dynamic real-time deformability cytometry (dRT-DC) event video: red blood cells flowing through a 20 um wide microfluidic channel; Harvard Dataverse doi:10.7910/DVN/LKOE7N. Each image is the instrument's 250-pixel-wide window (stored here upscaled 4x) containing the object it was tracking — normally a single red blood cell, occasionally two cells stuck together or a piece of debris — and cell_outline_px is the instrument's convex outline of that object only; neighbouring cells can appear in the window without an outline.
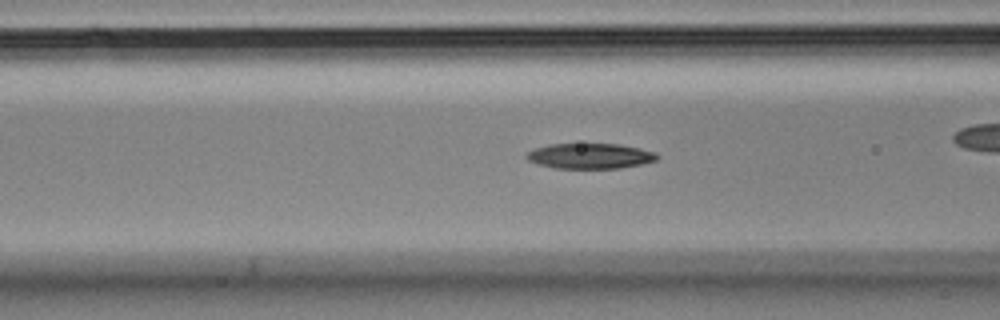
{"species": "Egyptian fruit bat (a non-hibernating species)", "species_latin": "Rousettus aegyptiacus", "temperature_condition": "cold", "stored_images_in_passage": 42, "camera_frame_rate_fps": 3000, "um_per_image_px": 0.085, "animal": {"sex": "male"}, "frame": {"image": 1, "passage_image": 7, "time_ms": 2.0, "image_size_px": [1000, 320], "cell_outline_px": [[660, 156], [656, 160], [640, 164], [620, 168], [552, 168], [536, 164], [528, 160], [524, 156], [528, 152], [536, 148], [548, 144], [620, 144], [640, 148], [656, 152]], "centroid_in_image_um": [50.14, 13.26], "position_along_channel_um": 116.5, "area_um2": 19.36}}